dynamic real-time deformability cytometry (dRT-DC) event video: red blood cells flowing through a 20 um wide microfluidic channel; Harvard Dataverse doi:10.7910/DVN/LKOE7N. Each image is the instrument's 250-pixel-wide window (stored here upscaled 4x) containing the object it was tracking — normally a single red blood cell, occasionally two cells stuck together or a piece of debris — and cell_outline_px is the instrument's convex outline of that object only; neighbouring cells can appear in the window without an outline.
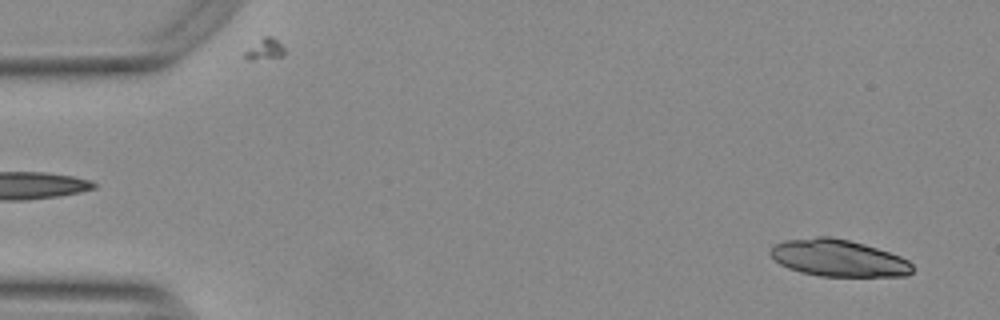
{"species": "Egyptian fruit bat (a non-hibernating species)", "species_latin": "Rousettus aegyptiacus", "temperature_condition": "warm", "stored_images_in_passage": 17, "camera_frame_rate_fps": 3000, "um_per_image_px": 0.085, "animal": {"sex": "female"}, "frame": {"image": 1, "passage_image": 3, "time_ms": 0.667, "image_size_px": [1000, 320], "cell_outline_px": [[912, 272], [908, 276], [820, 276], [800, 272], [788, 268], [780, 264], [768, 252], [772, 244], [784, 240], [816, 236], [832, 236], [864, 244], [900, 256], [908, 260], [912, 264]], "centroid_in_image_um": [71.22, 21.93], "position_along_channel_um": 13.8, "area_um2": 30.69}}